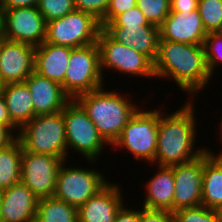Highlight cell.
<instances>
[{"mask_svg": "<svg viewBox=\"0 0 222 222\" xmlns=\"http://www.w3.org/2000/svg\"><path fill=\"white\" fill-rule=\"evenodd\" d=\"M35 46L0 40V78L4 84L22 83L34 71Z\"/></svg>", "mask_w": 222, "mask_h": 222, "instance_id": "5bb4252c", "label": "cell"}, {"mask_svg": "<svg viewBox=\"0 0 222 222\" xmlns=\"http://www.w3.org/2000/svg\"><path fill=\"white\" fill-rule=\"evenodd\" d=\"M65 162L58 170L53 197L78 209L109 181L100 170L66 166Z\"/></svg>", "mask_w": 222, "mask_h": 222, "instance_id": "30bf717a", "label": "cell"}, {"mask_svg": "<svg viewBox=\"0 0 222 222\" xmlns=\"http://www.w3.org/2000/svg\"><path fill=\"white\" fill-rule=\"evenodd\" d=\"M24 83L28 86L32 96L34 117L60 112L71 100L60 84L39 75L35 71Z\"/></svg>", "mask_w": 222, "mask_h": 222, "instance_id": "d6986e66", "label": "cell"}, {"mask_svg": "<svg viewBox=\"0 0 222 222\" xmlns=\"http://www.w3.org/2000/svg\"><path fill=\"white\" fill-rule=\"evenodd\" d=\"M104 79L97 43L71 50L64 77V92L71 99L105 86Z\"/></svg>", "mask_w": 222, "mask_h": 222, "instance_id": "52a82bcc", "label": "cell"}, {"mask_svg": "<svg viewBox=\"0 0 222 222\" xmlns=\"http://www.w3.org/2000/svg\"><path fill=\"white\" fill-rule=\"evenodd\" d=\"M34 222H78L77 209L55 197L42 198Z\"/></svg>", "mask_w": 222, "mask_h": 222, "instance_id": "d4e9b609", "label": "cell"}, {"mask_svg": "<svg viewBox=\"0 0 222 222\" xmlns=\"http://www.w3.org/2000/svg\"><path fill=\"white\" fill-rule=\"evenodd\" d=\"M63 161L62 158L56 156L36 154L23 149L21 182L38 199L53 197L57 173Z\"/></svg>", "mask_w": 222, "mask_h": 222, "instance_id": "8fae6325", "label": "cell"}, {"mask_svg": "<svg viewBox=\"0 0 222 222\" xmlns=\"http://www.w3.org/2000/svg\"><path fill=\"white\" fill-rule=\"evenodd\" d=\"M18 132L15 133L9 126L0 123V149L9 146L17 139Z\"/></svg>", "mask_w": 222, "mask_h": 222, "instance_id": "8d00e7d4", "label": "cell"}, {"mask_svg": "<svg viewBox=\"0 0 222 222\" xmlns=\"http://www.w3.org/2000/svg\"><path fill=\"white\" fill-rule=\"evenodd\" d=\"M103 29L117 42L133 48L155 62L159 47L156 25H105Z\"/></svg>", "mask_w": 222, "mask_h": 222, "instance_id": "ac0fdd59", "label": "cell"}, {"mask_svg": "<svg viewBox=\"0 0 222 222\" xmlns=\"http://www.w3.org/2000/svg\"><path fill=\"white\" fill-rule=\"evenodd\" d=\"M126 93L106 90L105 87L78 95L75 100L83 107L99 134L112 146L129 119L140 108L131 103Z\"/></svg>", "mask_w": 222, "mask_h": 222, "instance_id": "3957f363", "label": "cell"}, {"mask_svg": "<svg viewBox=\"0 0 222 222\" xmlns=\"http://www.w3.org/2000/svg\"><path fill=\"white\" fill-rule=\"evenodd\" d=\"M220 138H221L220 141H222V132H220ZM216 155L222 160V151L221 152L219 151V154Z\"/></svg>", "mask_w": 222, "mask_h": 222, "instance_id": "b9f144b4", "label": "cell"}, {"mask_svg": "<svg viewBox=\"0 0 222 222\" xmlns=\"http://www.w3.org/2000/svg\"><path fill=\"white\" fill-rule=\"evenodd\" d=\"M75 10L93 15L100 23L104 20L109 0H74Z\"/></svg>", "mask_w": 222, "mask_h": 222, "instance_id": "4dcf8cb0", "label": "cell"}, {"mask_svg": "<svg viewBox=\"0 0 222 222\" xmlns=\"http://www.w3.org/2000/svg\"><path fill=\"white\" fill-rule=\"evenodd\" d=\"M154 174L145 186L144 208L166 210L173 213V198L175 182L173 166H158Z\"/></svg>", "mask_w": 222, "mask_h": 222, "instance_id": "44dd1931", "label": "cell"}, {"mask_svg": "<svg viewBox=\"0 0 222 222\" xmlns=\"http://www.w3.org/2000/svg\"><path fill=\"white\" fill-rule=\"evenodd\" d=\"M221 120H222V118H221ZM220 128V132H222V121H221V123H220V126H219Z\"/></svg>", "mask_w": 222, "mask_h": 222, "instance_id": "ee69618b", "label": "cell"}, {"mask_svg": "<svg viewBox=\"0 0 222 222\" xmlns=\"http://www.w3.org/2000/svg\"><path fill=\"white\" fill-rule=\"evenodd\" d=\"M37 8L46 23L75 10L74 0H39Z\"/></svg>", "mask_w": 222, "mask_h": 222, "instance_id": "f1b7e54d", "label": "cell"}, {"mask_svg": "<svg viewBox=\"0 0 222 222\" xmlns=\"http://www.w3.org/2000/svg\"><path fill=\"white\" fill-rule=\"evenodd\" d=\"M17 138L27 152L68 159L62 111L33 117L19 130Z\"/></svg>", "mask_w": 222, "mask_h": 222, "instance_id": "277c9868", "label": "cell"}, {"mask_svg": "<svg viewBox=\"0 0 222 222\" xmlns=\"http://www.w3.org/2000/svg\"><path fill=\"white\" fill-rule=\"evenodd\" d=\"M199 0H170V12L192 13L198 9Z\"/></svg>", "mask_w": 222, "mask_h": 222, "instance_id": "d590c367", "label": "cell"}, {"mask_svg": "<svg viewBox=\"0 0 222 222\" xmlns=\"http://www.w3.org/2000/svg\"><path fill=\"white\" fill-rule=\"evenodd\" d=\"M121 189L119 184L108 182L77 209L78 222H114L125 205Z\"/></svg>", "mask_w": 222, "mask_h": 222, "instance_id": "9a60e30c", "label": "cell"}, {"mask_svg": "<svg viewBox=\"0 0 222 222\" xmlns=\"http://www.w3.org/2000/svg\"><path fill=\"white\" fill-rule=\"evenodd\" d=\"M39 199L23 183L1 191L0 222H34Z\"/></svg>", "mask_w": 222, "mask_h": 222, "instance_id": "e0dca14e", "label": "cell"}, {"mask_svg": "<svg viewBox=\"0 0 222 222\" xmlns=\"http://www.w3.org/2000/svg\"><path fill=\"white\" fill-rule=\"evenodd\" d=\"M97 44L103 78L106 75L105 70L108 69L134 77H155L154 62L148 56L115 41L103 28L99 33Z\"/></svg>", "mask_w": 222, "mask_h": 222, "instance_id": "9c48e42d", "label": "cell"}, {"mask_svg": "<svg viewBox=\"0 0 222 222\" xmlns=\"http://www.w3.org/2000/svg\"><path fill=\"white\" fill-rule=\"evenodd\" d=\"M4 9V38L40 46L45 42L46 21L37 6Z\"/></svg>", "mask_w": 222, "mask_h": 222, "instance_id": "7c38bea8", "label": "cell"}, {"mask_svg": "<svg viewBox=\"0 0 222 222\" xmlns=\"http://www.w3.org/2000/svg\"><path fill=\"white\" fill-rule=\"evenodd\" d=\"M198 10L207 33H216L222 26V0H199Z\"/></svg>", "mask_w": 222, "mask_h": 222, "instance_id": "484cf974", "label": "cell"}, {"mask_svg": "<svg viewBox=\"0 0 222 222\" xmlns=\"http://www.w3.org/2000/svg\"><path fill=\"white\" fill-rule=\"evenodd\" d=\"M154 71L155 78L174 81L180 90L192 97V100L206 89L212 79L203 45L169 40H159Z\"/></svg>", "mask_w": 222, "mask_h": 222, "instance_id": "6da1fadb", "label": "cell"}, {"mask_svg": "<svg viewBox=\"0 0 222 222\" xmlns=\"http://www.w3.org/2000/svg\"><path fill=\"white\" fill-rule=\"evenodd\" d=\"M114 222H141V209H131L125 204L117 212Z\"/></svg>", "mask_w": 222, "mask_h": 222, "instance_id": "e575fe53", "label": "cell"}, {"mask_svg": "<svg viewBox=\"0 0 222 222\" xmlns=\"http://www.w3.org/2000/svg\"><path fill=\"white\" fill-rule=\"evenodd\" d=\"M3 21H4V9L1 7V4H0V40L4 38Z\"/></svg>", "mask_w": 222, "mask_h": 222, "instance_id": "ab89813d", "label": "cell"}, {"mask_svg": "<svg viewBox=\"0 0 222 222\" xmlns=\"http://www.w3.org/2000/svg\"><path fill=\"white\" fill-rule=\"evenodd\" d=\"M62 113L66 129L67 157L72 149L81 154L87 162L95 164L106 145H110L99 134L86 111L75 99L65 105Z\"/></svg>", "mask_w": 222, "mask_h": 222, "instance_id": "8992f818", "label": "cell"}, {"mask_svg": "<svg viewBox=\"0 0 222 222\" xmlns=\"http://www.w3.org/2000/svg\"><path fill=\"white\" fill-rule=\"evenodd\" d=\"M203 169L204 153L189 162L173 166V213L183 208L202 205Z\"/></svg>", "mask_w": 222, "mask_h": 222, "instance_id": "4fadbf2b", "label": "cell"}, {"mask_svg": "<svg viewBox=\"0 0 222 222\" xmlns=\"http://www.w3.org/2000/svg\"><path fill=\"white\" fill-rule=\"evenodd\" d=\"M174 222H220L217 210L205 206L183 208L173 213Z\"/></svg>", "mask_w": 222, "mask_h": 222, "instance_id": "83f0119b", "label": "cell"}, {"mask_svg": "<svg viewBox=\"0 0 222 222\" xmlns=\"http://www.w3.org/2000/svg\"><path fill=\"white\" fill-rule=\"evenodd\" d=\"M0 123L9 126L15 133L19 129L11 122V119L8 114L5 98L3 94L0 92Z\"/></svg>", "mask_w": 222, "mask_h": 222, "instance_id": "74e56055", "label": "cell"}, {"mask_svg": "<svg viewBox=\"0 0 222 222\" xmlns=\"http://www.w3.org/2000/svg\"><path fill=\"white\" fill-rule=\"evenodd\" d=\"M141 222H174V216L170 211L142 207Z\"/></svg>", "mask_w": 222, "mask_h": 222, "instance_id": "836d02e7", "label": "cell"}, {"mask_svg": "<svg viewBox=\"0 0 222 222\" xmlns=\"http://www.w3.org/2000/svg\"><path fill=\"white\" fill-rule=\"evenodd\" d=\"M159 34V40L193 45H203L207 36L198 9L192 13L170 12L159 26Z\"/></svg>", "mask_w": 222, "mask_h": 222, "instance_id": "2e32d148", "label": "cell"}, {"mask_svg": "<svg viewBox=\"0 0 222 222\" xmlns=\"http://www.w3.org/2000/svg\"><path fill=\"white\" fill-rule=\"evenodd\" d=\"M204 50L207 62V68L211 75L215 73V68H218L222 63V36L216 33H207L204 41Z\"/></svg>", "mask_w": 222, "mask_h": 222, "instance_id": "f546056e", "label": "cell"}, {"mask_svg": "<svg viewBox=\"0 0 222 222\" xmlns=\"http://www.w3.org/2000/svg\"><path fill=\"white\" fill-rule=\"evenodd\" d=\"M72 49L43 42L35 48L34 71L60 84L64 91V77Z\"/></svg>", "mask_w": 222, "mask_h": 222, "instance_id": "ffe728a7", "label": "cell"}, {"mask_svg": "<svg viewBox=\"0 0 222 222\" xmlns=\"http://www.w3.org/2000/svg\"><path fill=\"white\" fill-rule=\"evenodd\" d=\"M219 217H220V222H222V206L217 210Z\"/></svg>", "mask_w": 222, "mask_h": 222, "instance_id": "60d3db41", "label": "cell"}, {"mask_svg": "<svg viewBox=\"0 0 222 222\" xmlns=\"http://www.w3.org/2000/svg\"><path fill=\"white\" fill-rule=\"evenodd\" d=\"M101 23L93 15L74 10L46 23L45 42L80 48L97 43Z\"/></svg>", "mask_w": 222, "mask_h": 222, "instance_id": "ba28073f", "label": "cell"}, {"mask_svg": "<svg viewBox=\"0 0 222 222\" xmlns=\"http://www.w3.org/2000/svg\"><path fill=\"white\" fill-rule=\"evenodd\" d=\"M183 102L182 107L175 112L164 113L160 111L158 121V140L154 163L158 166H174L189 162L207 148L202 145L195 147L197 130L194 111L195 106L191 98Z\"/></svg>", "mask_w": 222, "mask_h": 222, "instance_id": "7a4b0ae2", "label": "cell"}, {"mask_svg": "<svg viewBox=\"0 0 222 222\" xmlns=\"http://www.w3.org/2000/svg\"><path fill=\"white\" fill-rule=\"evenodd\" d=\"M202 206L213 210L222 206V160L209 148L204 152Z\"/></svg>", "mask_w": 222, "mask_h": 222, "instance_id": "603a6c76", "label": "cell"}, {"mask_svg": "<svg viewBox=\"0 0 222 222\" xmlns=\"http://www.w3.org/2000/svg\"><path fill=\"white\" fill-rule=\"evenodd\" d=\"M142 109V110H141ZM139 108L113 143L115 149H126L135 159L154 164L158 140L160 108Z\"/></svg>", "mask_w": 222, "mask_h": 222, "instance_id": "5b68a950", "label": "cell"}, {"mask_svg": "<svg viewBox=\"0 0 222 222\" xmlns=\"http://www.w3.org/2000/svg\"><path fill=\"white\" fill-rule=\"evenodd\" d=\"M23 146L17 138L9 146L0 149V190L10 188L21 181Z\"/></svg>", "mask_w": 222, "mask_h": 222, "instance_id": "cb8c5ba5", "label": "cell"}, {"mask_svg": "<svg viewBox=\"0 0 222 222\" xmlns=\"http://www.w3.org/2000/svg\"><path fill=\"white\" fill-rule=\"evenodd\" d=\"M136 7V0H109V5L101 22L103 28L107 23L112 22L119 14Z\"/></svg>", "mask_w": 222, "mask_h": 222, "instance_id": "d6a6232c", "label": "cell"}, {"mask_svg": "<svg viewBox=\"0 0 222 222\" xmlns=\"http://www.w3.org/2000/svg\"><path fill=\"white\" fill-rule=\"evenodd\" d=\"M3 87H4V83L2 82V80L0 78V92L2 91Z\"/></svg>", "mask_w": 222, "mask_h": 222, "instance_id": "7bdbcfd3", "label": "cell"}, {"mask_svg": "<svg viewBox=\"0 0 222 222\" xmlns=\"http://www.w3.org/2000/svg\"><path fill=\"white\" fill-rule=\"evenodd\" d=\"M106 25H153L148 22L144 14L136 6L119 14L112 22Z\"/></svg>", "mask_w": 222, "mask_h": 222, "instance_id": "1f68e13d", "label": "cell"}, {"mask_svg": "<svg viewBox=\"0 0 222 222\" xmlns=\"http://www.w3.org/2000/svg\"><path fill=\"white\" fill-rule=\"evenodd\" d=\"M1 93L5 98L11 122L20 130L34 117L32 96L28 86L24 82L4 84Z\"/></svg>", "mask_w": 222, "mask_h": 222, "instance_id": "7402d4cb", "label": "cell"}, {"mask_svg": "<svg viewBox=\"0 0 222 222\" xmlns=\"http://www.w3.org/2000/svg\"><path fill=\"white\" fill-rule=\"evenodd\" d=\"M136 6L150 24L158 27L170 13V0H136Z\"/></svg>", "mask_w": 222, "mask_h": 222, "instance_id": "4316f807", "label": "cell"}, {"mask_svg": "<svg viewBox=\"0 0 222 222\" xmlns=\"http://www.w3.org/2000/svg\"><path fill=\"white\" fill-rule=\"evenodd\" d=\"M39 0H2V8H22L33 7L38 5Z\"/></svg>", "mask_w": 222, "mask_h": 222, "instance_id": "f35d334b", "label": "cell"}, {"mask_svg": "<svg viewBox=\"0 0 222 222\" xmlns=\"http://www.w3.org/2000/svg\"><path fill=\"white\" fill-rule=\"evenodd\" d=\"M218 33L222 36V26H221L220 30L218 31Z\"/></svg>", "mask_w": 222, "mask_h": 222, "instance_id": "f6af8a7d", "label": "cell"}]
</instances>
